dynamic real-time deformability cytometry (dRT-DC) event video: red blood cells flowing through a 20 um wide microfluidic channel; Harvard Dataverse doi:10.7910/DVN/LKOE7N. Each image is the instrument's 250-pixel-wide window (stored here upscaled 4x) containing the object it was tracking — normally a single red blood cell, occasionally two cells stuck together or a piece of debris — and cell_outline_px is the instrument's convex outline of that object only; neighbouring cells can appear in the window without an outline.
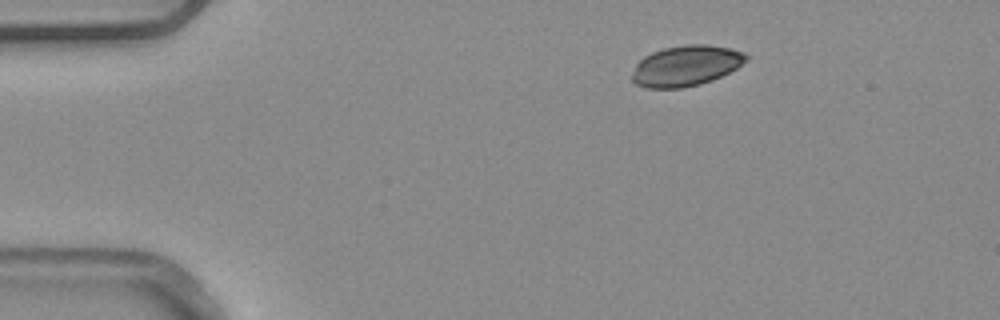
{"species": "common noctule bat (a hibernating species)", "species_latin": "Nyctalus noctula", "temperature_condition": "warm", "stored_images_in_passage": 3, "segment_of_instrument_passage": [2, 2], "camera_frame_rate_fps": 3000, "um_per_image_px": 0.085, "animal": {"sex": "male", "body_mass_g": 20.4}, "frame": {"image": 1, "passage_image": 3, "time_ms": 0.667, "image_size_px": [1000, 320], "cell_outline_px": [[748, 60], [736, 68], [712, 80], [700, 84], [680, 88], [648, 88], [636, 84], [632, 80], [632, 76], [636, 64], [644, 56], [652, 52], [664, 48], [684, 44], [708, 44], [728, 48], [744, 52], [748, 56]], "centroid_in_image_um": [58.31, 5.58], "position_along_channel_um": 26.7, "area_um2": 26.88}}